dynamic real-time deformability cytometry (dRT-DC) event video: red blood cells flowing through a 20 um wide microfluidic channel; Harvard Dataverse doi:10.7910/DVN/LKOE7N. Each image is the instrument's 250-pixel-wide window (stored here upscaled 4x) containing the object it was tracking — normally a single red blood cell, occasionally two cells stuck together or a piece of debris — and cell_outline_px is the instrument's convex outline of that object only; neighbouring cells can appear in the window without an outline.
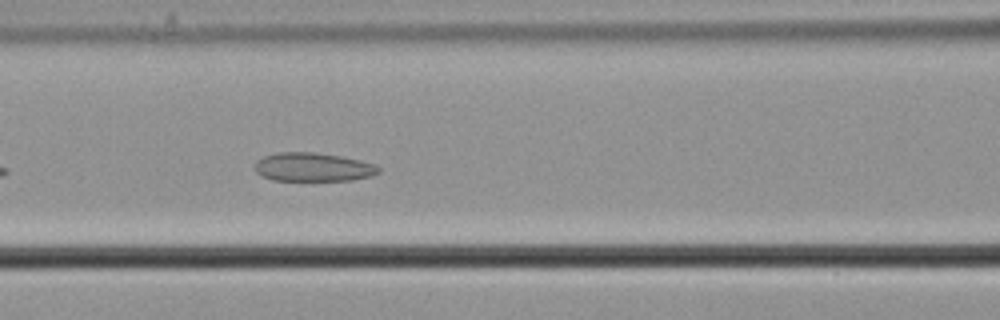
{"species": "common noctule bat (a hibernating species)", "species_latin": "Nyctalus noctula", "temperature_condition": "cold", "stored_images_in_passage": 34, "camera_frame_rate_fps": 3000, "um_per_image_px": 0.085, "animal": {"sex": "male", "body_mass_g": 21.5, "forearm_length_mm": 52.0}, "frame": {"image": 1, "passage_image": 10, "time_ms": 3.0, "image_size_px": [1000, 320], "cell_outline_px": [[380, 172], [372, 176], [352, 180], [272, 180], [260, 176], [252, 168], [256, 160], [264, 156], [280, 152], [312, 152], [340, 156], [360, 160], [372, 164], [380, 168]], "centroid_in_image_um": [26.55, 14.21], "position_along_channel_um": 140.0, "area_um2": 20.75}}
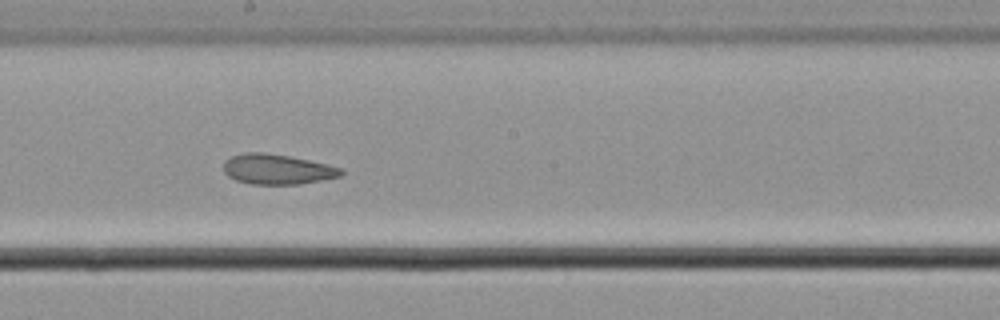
{"frame": {"image": 2, "passage_image": 17, "time_ms": 5.333, "image_size_px": [1000, 320], "cell_outline_px": [[344, 172], [340, 176], [300, 184], [252, 184], [236, 180], [228, 176], [224, 172], [224, 160], [232, 156], [244, 152], [264, 152], [288, 156], [328, 164], [344, 168]], "centroid_in_image_um": [23.56, 14.38], "position_along_channel_um": 224.6, "area_um2": 20.63}}
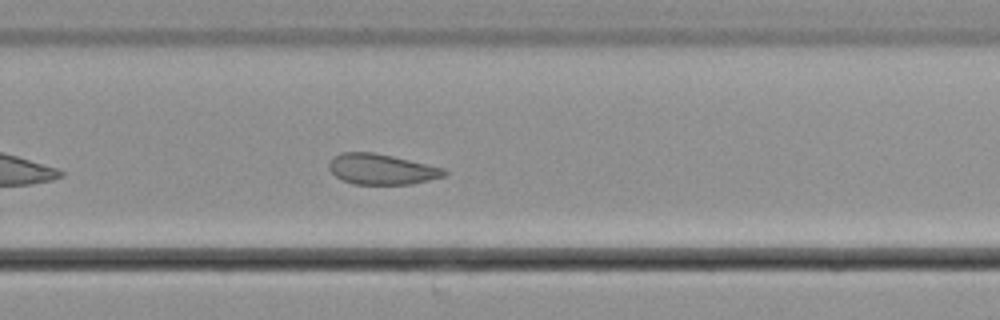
{"frame": {"image": 3, "passage_image": 23, "time_ms": 7.333, "image_size_px": [1000, 320], "cell_outline_px": [[448, 172], [444, 176], [412, 184], [352, 184], [336, 176], [328, 168], [328, 164], [332, 156], [340, 152], [372, 152], [392, 156], [444, 168]], "centroid_in_image_um": [32.4, 14.38], "position_along_channel_um": 297.4, "area_um2": 20.46}, "authors_computed_cell_mechanics": {"area_um2": 21.2126, "velocity_mm_per_s": 3.6325, "shape_relaxation_time_tau1_ms": 4.2896, "shape_relaxation_time_tau2_ms": 2.6173, "deformation_change_tau1": 0.0613, "deformation_change_tau2": 0.0864}}